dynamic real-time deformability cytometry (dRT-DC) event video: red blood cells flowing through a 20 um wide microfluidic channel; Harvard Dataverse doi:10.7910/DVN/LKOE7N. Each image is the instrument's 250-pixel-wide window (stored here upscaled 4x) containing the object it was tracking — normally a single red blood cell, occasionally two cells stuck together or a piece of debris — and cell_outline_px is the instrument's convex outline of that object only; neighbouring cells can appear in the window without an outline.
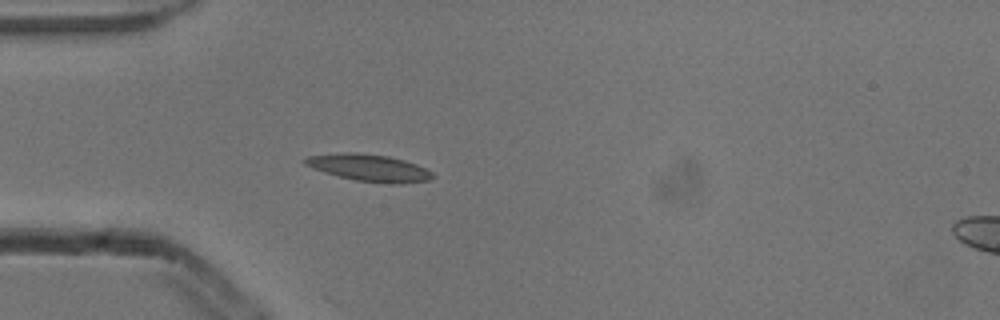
{"species": "common noctule bat (a hibernating species)", "species_latin": "Nyctalus noctula", "temperature_condition": "cold", "stored_images_in_passage": 4, "camera_frame_rate_fps": 3000, "um_per_image_px": 0.085, "animal": {"sex": "male", "body_mass_g": 13.3}, "frame": {"image": 1, "passage_image": 4, "time_ms": 1.0, "image_size_px": [1000, 320], "cell_outline_px": [[436, 176], [428, 180], [400, 184], [392, 184], [356, 180], [324, 172], [312, 168], [304, 164], [300, 160], [308, 156], [344, 152], [356, 152], [388, 156], [404, 160], [416, 164], [432, 172]], "centroid_in_image_um": [31.36, 14.25], "position_along_channel_um": 53.6, "area_um2": 20.06}}